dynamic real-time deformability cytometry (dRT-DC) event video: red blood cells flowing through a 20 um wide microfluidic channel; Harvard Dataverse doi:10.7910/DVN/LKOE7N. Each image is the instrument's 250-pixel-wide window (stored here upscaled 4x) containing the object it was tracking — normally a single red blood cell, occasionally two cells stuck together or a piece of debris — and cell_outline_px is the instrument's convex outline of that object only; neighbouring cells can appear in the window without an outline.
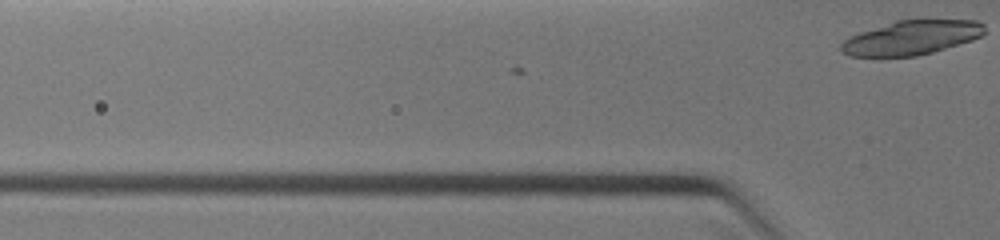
{"species": "common noctule bat (a hibernating species)", "species_latin": "Nyctalus noctula", "temperature_condition": "warm", "stored_images_in_passage": 2, "camera_frame_rate_fps": 3000, "um_per_image_px": 0.085, "animal": {"sex": "female", "body_mass_g": 19.0, "forearm_length_mm": 51.5}, "frame": {"image": 1, "passage_image": 2, "time_ms": 0.333, "image_size_px": [1000, 240], "cell_outline_px": [[984, 32], [980, 36], [972, 40], [932, 52], [916, 56], [848, 56], [840, 52], [840, 44], [848, 36], [896, 20], [920, 16], [924, 16], [976, 20], [984, 24]], "centroid_in_image_um": [77.5, 3.14], "position_along_channel_um": 48.3, "area_um2": 29.71}}